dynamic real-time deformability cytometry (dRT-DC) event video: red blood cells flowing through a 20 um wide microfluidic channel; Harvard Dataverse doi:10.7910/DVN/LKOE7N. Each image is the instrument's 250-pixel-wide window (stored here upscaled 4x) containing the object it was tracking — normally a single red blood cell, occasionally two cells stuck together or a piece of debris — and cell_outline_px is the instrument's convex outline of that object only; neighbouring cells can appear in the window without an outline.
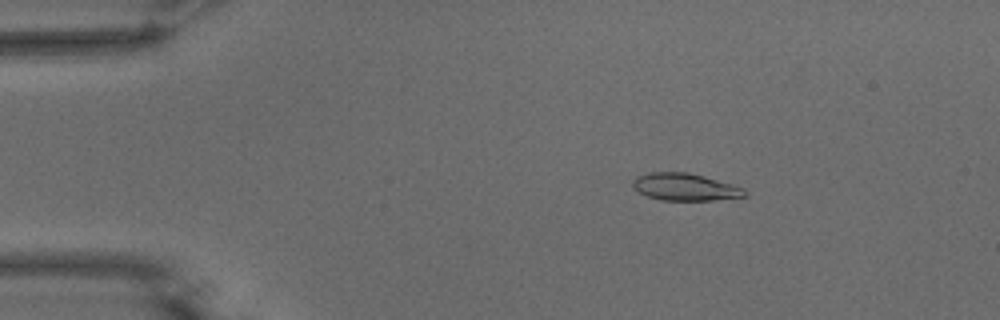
{"species": "common noctule bat (a hibernating species)", "species_latin": "Nyctalus noctula", "temperature_condition": "warm", "stored_images_in_passage": 54, "camera_frame_rate_fps": 3000, "um_per_image_px": 0.085, "animal": {"sex": "male", "body_mass_g": 15.6}, "frame": {"image": 1, "passage_image": 9, "time_ms": 2.667, "image_size_px": [1000, 320], "cell_outline_px": [[748, 196], [712, 200], [660, 200], [648, 196], [632, 188], [632, 180], [636, 176], [648, 172], [688, 172], [704, 176], [732, 184], [744, 188], [748, 192]], "centroid_in_image_um": [58.22, 15.89], "position_along_channel_um": 26.8, "area_um2": 17.92}}
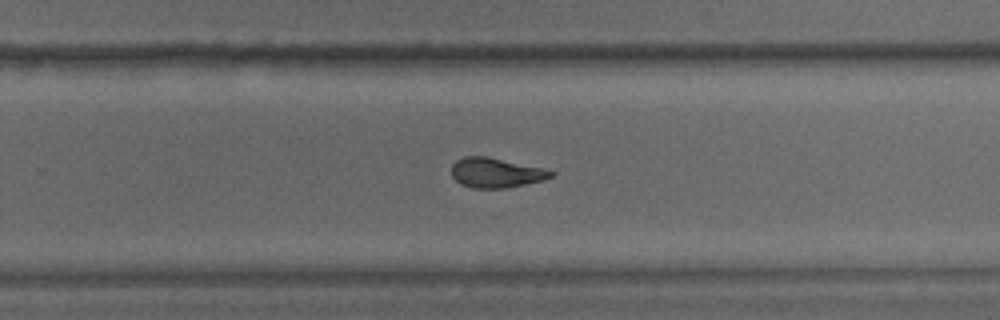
{"frame": {"image": 2, "passage_image": 35, "time_ms": 11.333, "image_size_px": [1000, 320], "cell_outline_px": [[556, 172], [552, 176], [544, 180], [508, 188], [472, 188], [460, 184], [452, 176], [452, 164], [456, 160], [464, 156], [488, 156], [540, 168]], "centroid_in_image_um": [42.12, 14.69], "position_along_channel_um": 287.7, "area_um2": 17.22}}
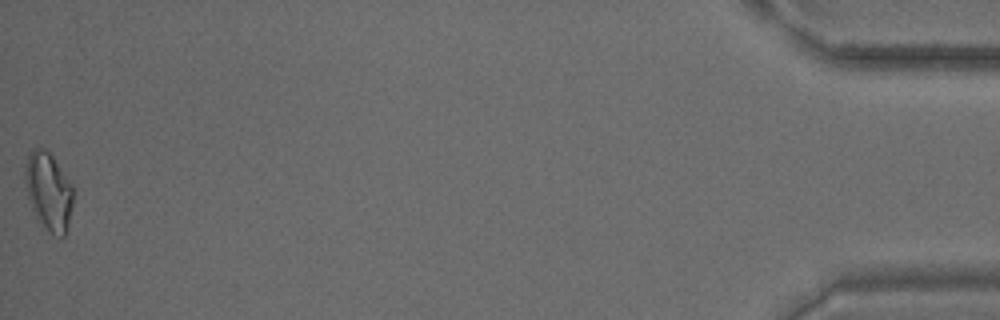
{"frame": {"image": 3, "passage_image": 54, "time_ms": 17.667, "image_size_px": [1000, 320], "cell_outline_px": [[72, 204], [64, 236], [52, 236], [36, 216], [32, 208], [28, 196], [24, 180], [24, 164], [28, 152], [32, 148], [44, 148], [52, 156], [72, 184]], "centroid_in_image_um": [4.09, 16.22], "position_along_channel_um": 431.1, "area_um2": 21.62}, "authors_computed_cell_mechanics": {"area_um2": 18.0336, "velocity_mm_per_s": 3.7649, "shape_relaxation_time_tau1_ms": null, "shape_relaxation_time_tau2_ms": 3.3726, "deformation_change_tau1": null, "deformation_change_tau2": 0.0696}}